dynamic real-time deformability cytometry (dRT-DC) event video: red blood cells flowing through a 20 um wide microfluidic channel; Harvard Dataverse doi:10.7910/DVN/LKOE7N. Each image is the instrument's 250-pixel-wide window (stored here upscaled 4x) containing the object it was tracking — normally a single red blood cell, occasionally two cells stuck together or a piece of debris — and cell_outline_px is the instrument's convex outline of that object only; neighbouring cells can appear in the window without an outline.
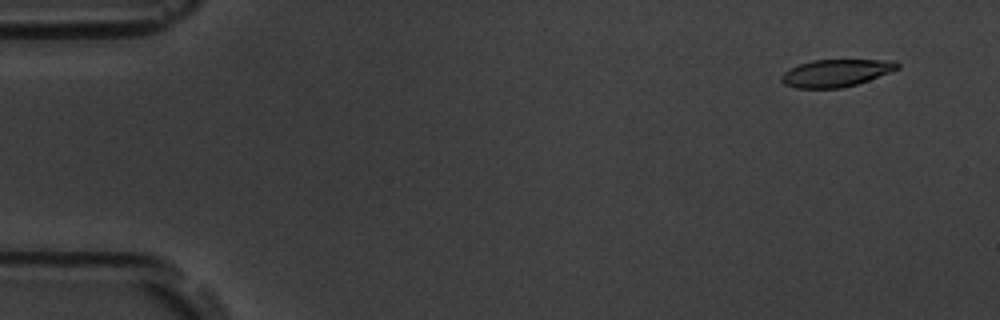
{"species": "common noctule bat (a hibernating species)", "species_latin": "Nyctalus noctula", "temperature_condition": "room temperature", "stored_images_in_passage": 55, "camera_frame_rate_fps": 3000, "um_per_image_px": 0.085, "animal": {"sex": "male", "body_mass_g": 19.5, "forearm_length_mm": 54.6}, "frame": {"image": 1, "passage_image": 4, "time_ms": 1.0, "image_size_px": [1000, 320], "cell_outline_px": [[900, 68], [868, 80], [856, 84], [840, 88], [796, 88], [784, 84], [780, 80], [780, 76], [784, 72], [800, 64], [812, 60], [896, 60], [900, 64]], "centroid_in_image_um": [71.06, 6.2], "position_along_channel_um": 13.9, "area_um2": 18.38}}
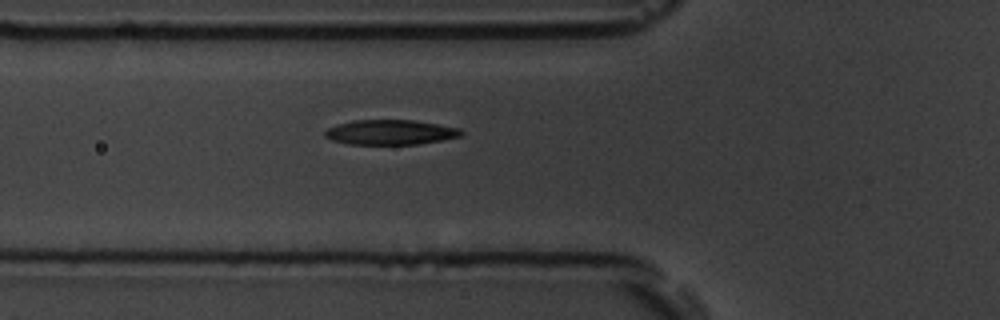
{"frame": {"image": 2, "passage_image": 20, "time_ms": 6.333, "image_size_px": [1000, 320], "cell_outline_px": [[464, 132], [460, 136], [440, 140], [416, 144], [348, 144], [332, 140], [324, 136], [324, 132], [328, 128], [336, 124], [352, 120], [416, 120], [460, 128]], "centroid_in_image_um": [33.16, 11.23], "position_along_channel_um": 92.6, "area_um2": 19.77}}
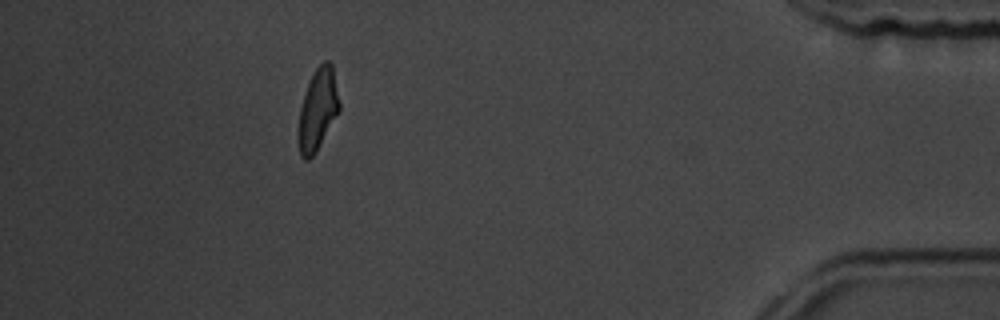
{"frame": {"image": 3, "passage_image": 50, "time_ms": 16.333, "image_size_px": [1000, 320], "cell_outline_px": [[340, 108], [316, 152], [308, 160], [304, 160], [300, 156], [296, 140], [296, 132], [300, 108], [304, 92], [316, 68], [324, 60], [328, 60], [332, 64], [340, 104]], "centroid_in_image_um": [26.96, 9.36], "position_along_channel_um": 408.2, "area_um2": 19.65}, "authors_computed_cell_mechanics": {"area_um2": 19.8832, "velocity_mm_per_s": 3.6932, "shape_relaxation_time_tau1_ms": 2.5856, "shape_relaxation_time_tau2_ms": 2.3777, "deformation_change_tau1": 0.1386, "deformation_change_tau2": 0.0983}}